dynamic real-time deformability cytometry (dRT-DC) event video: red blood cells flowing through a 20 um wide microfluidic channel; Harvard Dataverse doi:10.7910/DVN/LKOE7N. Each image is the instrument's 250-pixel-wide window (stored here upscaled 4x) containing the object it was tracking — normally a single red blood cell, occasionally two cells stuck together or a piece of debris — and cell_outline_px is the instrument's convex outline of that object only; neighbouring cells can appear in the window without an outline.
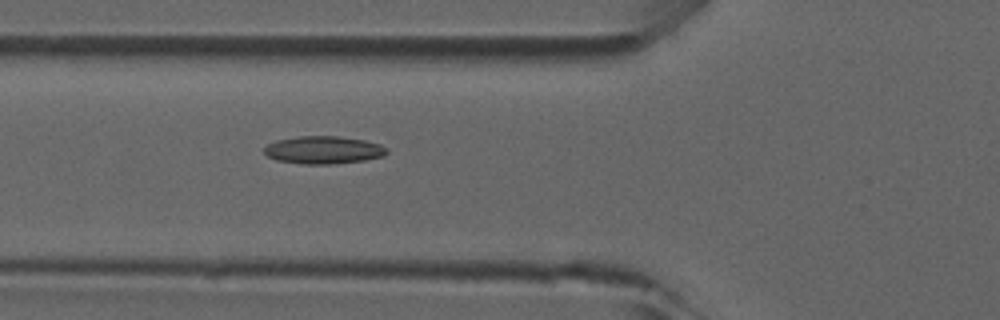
{"species": "common noctule bat (a hibernating species)", "species_latin": "Nyctalus noctula", "temperature_condition": "room temperature", "stored_images_in_passage": 42, "camera_frame_rate_fps": 3000, "um_per_image_px": 0.085, "animal": {"sex": "male", "forearm_length_mm": 52.5}, "frame": {"image": 1, "passage_image": 18, "time_ms": 5.667, "image_size_px": [1000, 320], "cell_outline_px": [[388, 152], [384, 156], [364, 160], [328, 164], [304, 164], [276, 160], [268, 156], [264, 152], [264, 148], [268, 144], [276, 140], [300, 136], [336, 136], [364, 140], [380, 144], [388, 148]], "centroid_in_image_um": [27.5, 12.74], "position_along_channel_um": 98.3, "area_um2": 19.71}}